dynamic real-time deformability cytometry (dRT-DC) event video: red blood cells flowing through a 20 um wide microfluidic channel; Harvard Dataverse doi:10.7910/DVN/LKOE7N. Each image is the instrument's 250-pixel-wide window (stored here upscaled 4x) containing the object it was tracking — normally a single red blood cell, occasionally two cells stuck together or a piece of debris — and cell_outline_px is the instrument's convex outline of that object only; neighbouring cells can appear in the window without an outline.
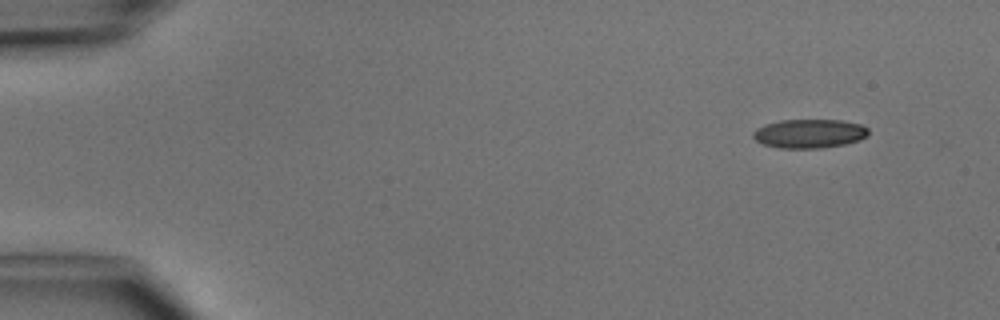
{"species": "common noctule bat (a hibernating species)", "species_latin": "Nyctalus noctula", "temperature_condition": "cold", "stored_images_in_passage": 3, "segment_of_instrument_passage": [2, 2], "camera_frame_rate_fps": 3000, "um_per_image_px": 0.085, "animal": {"sex": "male", "body_mass_g": 15.6}, "frame": {"image": 1, "passage_image": 3, "time_ms": 2.333, "image_size_px": [1000, 320], "cell_outline_px": [[868, 136], [860, 140], [844, 144], [820, 148], [780, 148], [764, 144], [756, 140], [752, 136], [752, 132], [756, 128], [764, 124], [780, 120], [840, 120], [860, 124], [868, 128]], "centroid_in_image_um": [68.78, 11.35], "position_along_channel_um": 16.2, "area_um2": 19.48}}